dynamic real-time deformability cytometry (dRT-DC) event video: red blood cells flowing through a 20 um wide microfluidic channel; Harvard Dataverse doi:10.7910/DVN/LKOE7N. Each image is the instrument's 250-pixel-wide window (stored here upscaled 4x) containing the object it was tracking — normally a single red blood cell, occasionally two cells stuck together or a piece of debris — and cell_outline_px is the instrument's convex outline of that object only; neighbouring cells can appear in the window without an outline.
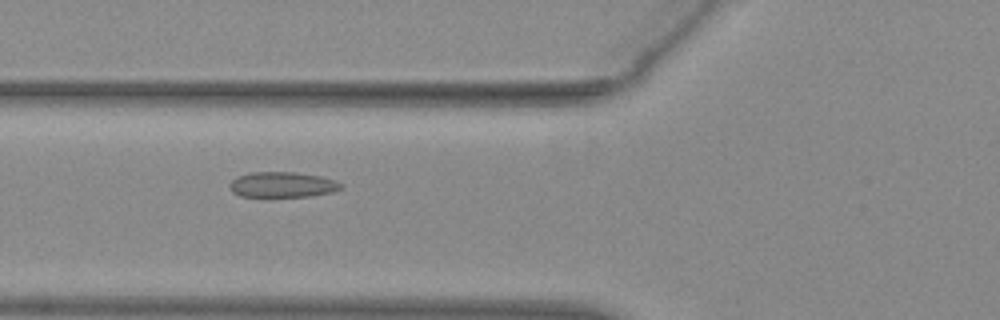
{"species": "common noctule bat (a hibernating species)", "species_latin": "Nyctalus noctula", "temperature_condition": "warm", "stored_images_in_passage": 44, "camera_frame_rate_fps": 3000, "um_per_image_px": 0.085, "animal": {"sex": "female", "body_mass_g": 29.2, "forearm_length_mm": 56.3}, "frame": {"image": 1, "passage_image": 11, "time_ms": 3.333, "image_size_px": [1000, 320], "cell_outline_px": [[344, 188], [332, 192], [308, 196], [240, 196], [232, 192], [228, 184], [236, 176], [248, 172], [296, 172], [320, 176], [336, 180], [344, 184]], "centroid_in_image_um": [24.01, 15.68], "position_along_channel_um": 101.8, "area_um2": 16.65}}
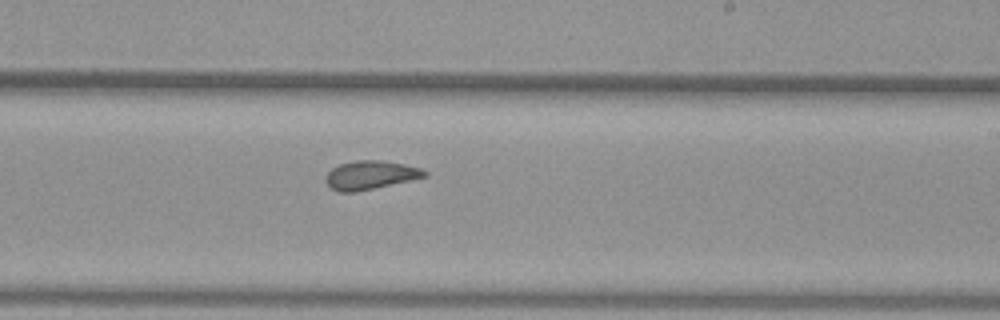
{"frame": {"image": 2, "passage_image": 23, "time_ms": 7.333, "image_size_px": [1000, 320], "cell_outline_px": [[428, 176], [356, 192], [340, 192], [328, 188], [324, 180], [324, 176], [332, 168], [340, 164], [356, 160], [380, 160], [404, 164], [420, 168], [428, 172]], "centroid_in_image_um": [31.43, 14.88], "position_along_channel_um": 257.6, "area_um2": 16.59}}
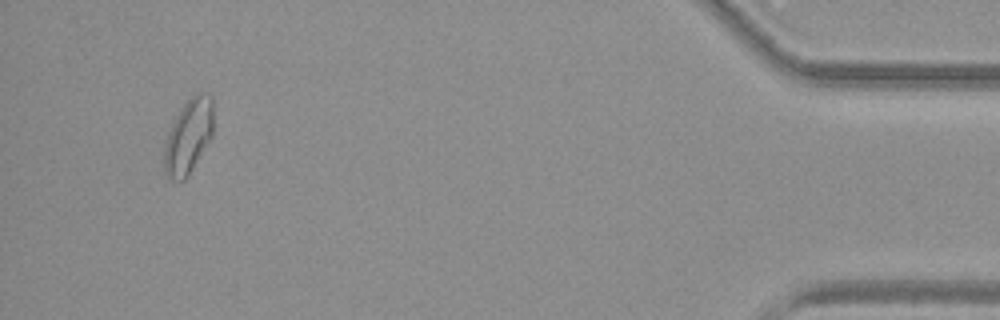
{"frame": {"image": 3, "passage_image": 41, "time_ms": 13.333, "image_size_px": [1000, 320], "cell_outline_px": [[212, 136], [188, 176], [184, 180], [168, 180], [164, 172], [164, 148], [168, 132], [180, 108], [196, 92], [208, 92], [212, 96]], "centroid_in_image_um": [16.01, 11.59], "position_along_channel_um": 419.2, "area_um2": 21.39}, "authors_computed_cell_mechanics": {"area_um2": 16.9932, "velocity_mm_per_s": 3.9019, "shape_relaxation_time_tau1_ms": null, "shape_relaxation_time_tau2_ms": 1.4683, "deformation_change_tau1": null, "deformation_change_tau2": 0.0794}}